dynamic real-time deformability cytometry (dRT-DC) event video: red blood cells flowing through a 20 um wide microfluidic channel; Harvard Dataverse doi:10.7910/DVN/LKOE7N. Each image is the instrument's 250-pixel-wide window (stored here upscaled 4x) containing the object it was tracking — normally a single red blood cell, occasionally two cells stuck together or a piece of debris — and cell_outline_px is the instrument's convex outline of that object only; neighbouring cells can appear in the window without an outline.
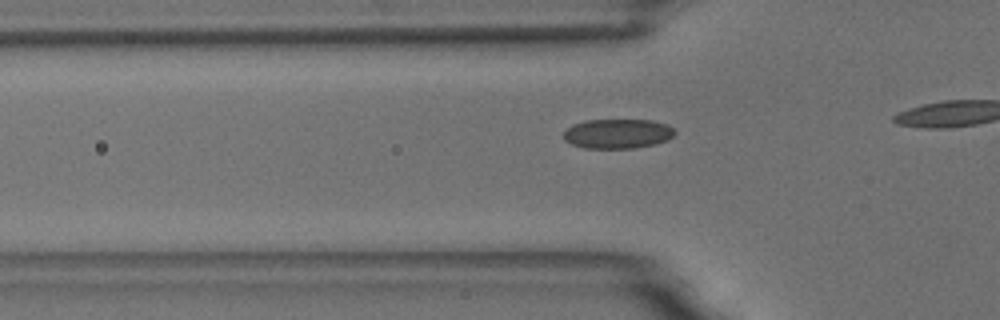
{"species": "common noctule bat (a hibernating species)", "species_latin": "Nyctalus noctula", "temperature_condition": "room temperature", "stored_images_in_passage": 11, "camera_frame_rate_fps": 3000, "um_per_image_px": 0.085, "animal": {"sex": "male", "body_mass_g": 18.8}, "frame": {"image": 1, "passage_image": 5, "time_ms": 1.333, "image_size_px": [1000, 320], "cell_outline_px": [[676, 132], [668, 140], [656, 144], [632, 148], [584, 148], [572, 144], [564, 140], [564, 132], [572, 124], [584, 120], [652, 120], [668, 124]], "centroid_in_image_um": [52.5, 11.36], "position_along_channel_um": 73.3, "area_um2": 19.25}}